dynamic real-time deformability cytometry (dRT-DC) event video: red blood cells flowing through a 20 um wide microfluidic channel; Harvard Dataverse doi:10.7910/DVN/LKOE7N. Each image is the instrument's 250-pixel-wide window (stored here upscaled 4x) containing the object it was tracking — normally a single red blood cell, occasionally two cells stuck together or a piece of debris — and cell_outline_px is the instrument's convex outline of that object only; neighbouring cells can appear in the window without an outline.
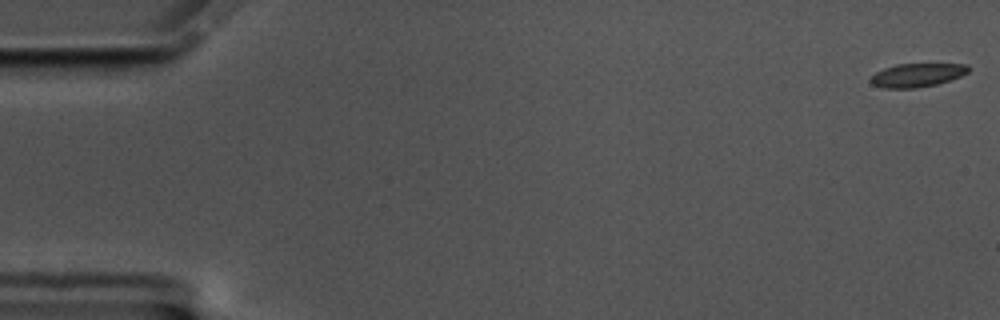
{"species": "common noctule bat (a hibernating species)", "species_latin": "Nyctalus noctula", "temperature_condition": "cold", "stored_images_in_passage": 59, "camera_frame_rate_fps": 3000, "um_per_image_px": 0.085, "animal": {"sex": "male", "body_mass_g": 17.5, "forearm_length_mm": 52.3}, "frame": {"image": 1, "passage_image": 1, "time_ms": 0.0, "image_size_px": [1000, 320], "cell_outline_px": [[968, 72], [960, 76], [936, 84], [916, 88], [884, 88], [872, 84], [868, 80], [876, 72], [884, 68], [896, 64], [968, 64]], "centroid_in_image_um": [77.91, 6.38], "position_along_channel_um": 7.1, "area_um2": 13.29}}
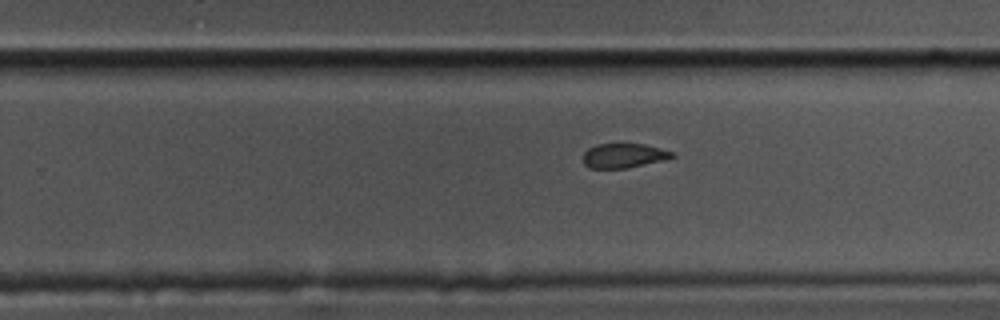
{"frame": {"image": 2, "passage_image": 37, "time_ms": 12.0, "image_size_px": [1000, 320], "cell_outline_px": [[676, 156], [664, 160], [624, 168], [588, 168], [584, 164], [584, 152], [588, 148], [596, 144], [644, 144], [660, 148], [672, 152]], "centroid_in_image_um": [53.0, 13.22], "position_along_channel_um": 276.8, "area_um2": 12.54}}
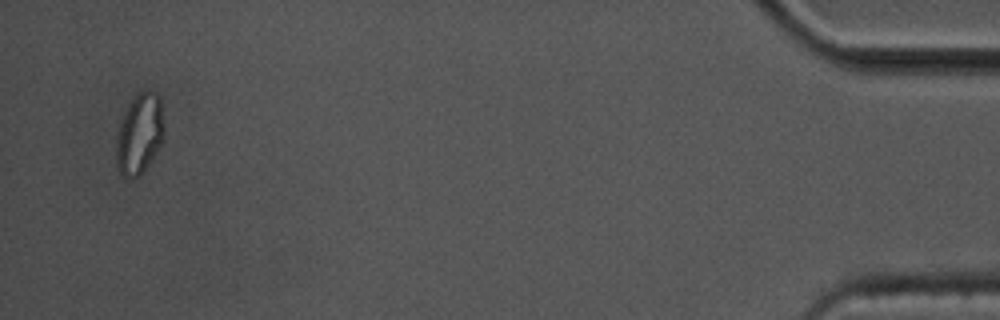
{"frame": {"image": 3, "passage_image": 57, "time_ms": 18.667, "image_size_px": [1000, 320], "cell_outline_px": [[164, 136], [160, 144], [148, 164], [140, 176], [124, 180], [120, 176], [116, 168], [116, 132], [120, 116], [128, 104], [140, 92], [148, 88], [156, 92], [160, 96], [164, 124]], "centroid_in_image_um": [11.81, 11.38], "position_along_channel_um": 423.4, "area_um2": 23.18}, "authors_computed_cell_mechanics": {"area_um2": 14.2188, "velocity_mm_per_s": 3.4441, "shape_relaxation_time_tau1_ms": null, "shape_relaxation_time_tau2_ms": 3.6618, "deformation_change_tau1": null, "deformation_change_tau2": 0.0526}}